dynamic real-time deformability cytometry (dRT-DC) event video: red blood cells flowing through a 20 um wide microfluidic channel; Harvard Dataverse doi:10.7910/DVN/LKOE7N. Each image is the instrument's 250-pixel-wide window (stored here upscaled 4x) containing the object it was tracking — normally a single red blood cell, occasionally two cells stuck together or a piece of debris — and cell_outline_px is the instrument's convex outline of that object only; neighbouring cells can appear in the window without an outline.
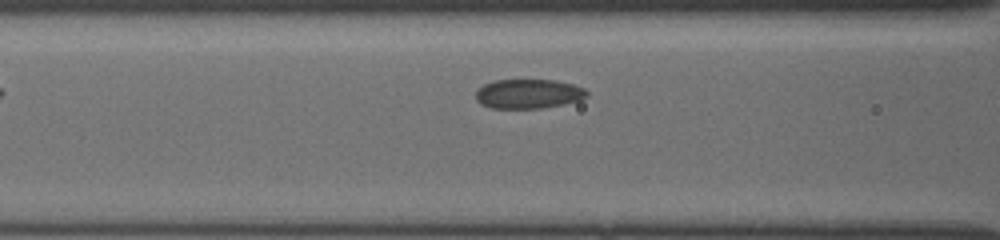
{"species": "common noctule bat (a hibernating species)", "species_latin": "Nyctalus noctula", "temperature_condition": "cold", "stored_images_in_passage": 6, "segment_of_instrument_passage": [2, 2], "camera_frame_rate_fps": 3000, "um_per_image_px": 0.085, "animal": {"sex": "female", "body_mass_g": 19.5, "forearm_length_mm": 54.1}, "frame": {"image": 1, "passage_image": 6, "time_ms": 3.667, "image_size_px": [1000, 240], "cell_outline_px": [[588, 96], [580, 100], [564, 104], [540, 108], [492, 108], [480, 104], [476, 100], [476, 92], [484, 84], [492, 80], [556, 80], [572, 84], [584, 88], [588, 92]], "centroid_in_image_um": [44.92, 7.97], "position_along_channel_um": 121.7, "area_um2": 19.07}}